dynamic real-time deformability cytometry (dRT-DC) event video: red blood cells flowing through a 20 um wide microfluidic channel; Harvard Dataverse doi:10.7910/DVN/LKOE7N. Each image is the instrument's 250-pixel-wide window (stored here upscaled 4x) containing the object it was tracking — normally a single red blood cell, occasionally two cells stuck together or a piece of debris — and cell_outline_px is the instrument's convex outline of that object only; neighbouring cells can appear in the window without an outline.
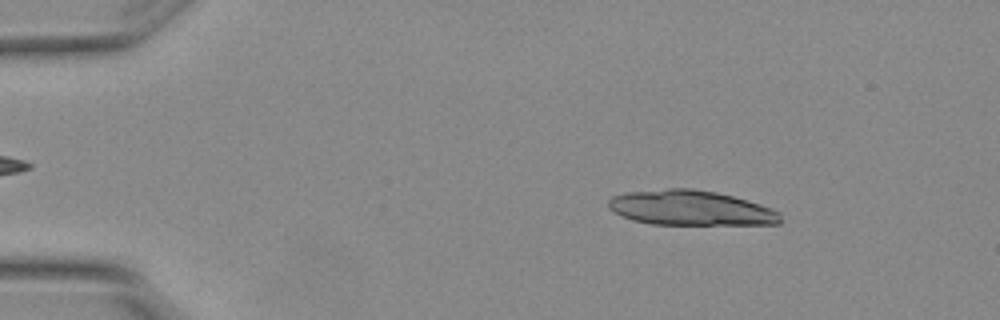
{"species": "Egyptian fruit bat (a non-hibernating species)", "species_latin": "Rousettus aegyptiacus", "temperature_condition": "warm", "stored_images_in_passage": 3, "camera_frame_rate_fps": 3000, "um_per_image_px": 0.085, "animal": {"sex": "female"}, "frame": {"image": 1, "passage_image": 1, "time_ms": 0.0, "image_size_px": [1000, 320], "cell_outline_px": [[780, 224], [652, 224], [632, 220], [620, 216], [608, 208], [608, 200], [612, 196], [628, 192], [668, 188], [692, 188], [716, 192], [732, 196], [760, 204], [772, 208], [780, 212]], "centroid_in_image_um": [58.67, 17.67], "position_along_channel_um": 26.3, "area_um2": 35.03}}